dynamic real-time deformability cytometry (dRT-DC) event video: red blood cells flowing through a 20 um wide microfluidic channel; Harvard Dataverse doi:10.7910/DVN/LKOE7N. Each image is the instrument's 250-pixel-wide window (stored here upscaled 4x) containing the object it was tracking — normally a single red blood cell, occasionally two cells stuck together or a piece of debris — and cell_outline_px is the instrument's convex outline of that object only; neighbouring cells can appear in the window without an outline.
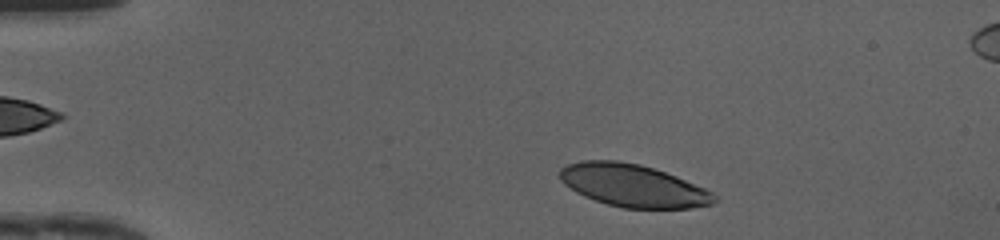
{"species": "human", "species_latin": "Homo sapiens", "temperature_condition": "cold", "stored_images_in_passage": 43, "camera_frame_rate_fps": 3000, "um_per_image_px": 0.085, "donor": {"sex": "female"}, "frame": {"image": 1, "passage_image": 3, "time_ms": 0.667, "image_size_px": [1000, 240], "cell_outline_px": [[720, 200], [712, 204], [692, 208], [624, 208], [608, 204], [584, 196], [576, 192], [564, 184], [560, 180], [560, 168], [568, 164], [584, 160], [616, 160], [640, 164], [676, 176], [704, 188], [720, 196]], "centroid_in_image_um": [53.84, 15.78], "position_along_channel_um": 31.2, "area_um2": 38.26}}
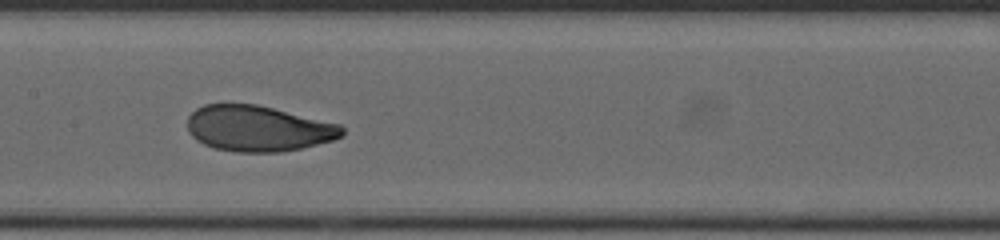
{"frame": {"image": 2, "passage_image": 19, "time_ms": 6.0, "image_size_px": [1000, 240], "cell_outline_px": [[344, 136], [332, 140], [300, 148], [280, 152], [236, 152], [216, 148], [204, 144], [196, 140], [188, 132], [188, 116], [196, 108], [204, 104], [256, 104], [340, 124], [344, 128]], "centroid_in_image_um": [21.93, 10.92], "position_along_channel_um": 185.5, "area_um2": 41.15}}
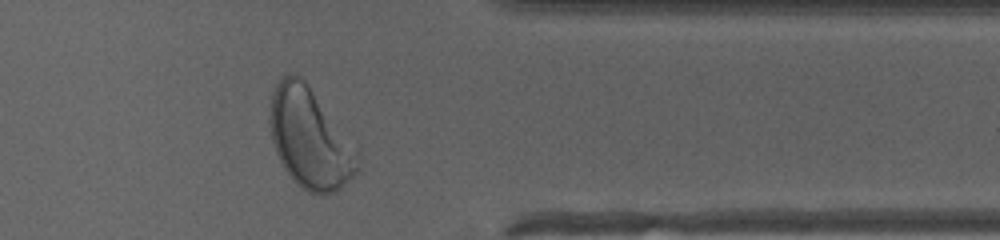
{"frame": {"image": 3, "passage_image": 34, "time_ms": 11.0, "image_size_px": [1000, 240], "cell_outline_px": [[360, 168], [336, 192], [308, 192], [296, 184], [292, 180], [284, 168], [276, 152], [272, 140], [268, 120], [272, 92], [276, 84], [288, 72], [292, 72], [300, 76], [304, 80], [360, 160]], "centroid_in_image_um": [26.24, 11.78], "position_along_channel_um": 385.2, "area_um2": 49.36}, "authors_computed_cell_mechanics": {"area_um2": 42.1362, "velocity_mm_per_s": 4.1641, "shape_relaxation_time_tau1_ms": 2.7442, "shape_relaxation_time_tau2_ms": 0.7132, "deformation_change_tau1": 0.1549, "deformation_change_tau2": 0.0519}}